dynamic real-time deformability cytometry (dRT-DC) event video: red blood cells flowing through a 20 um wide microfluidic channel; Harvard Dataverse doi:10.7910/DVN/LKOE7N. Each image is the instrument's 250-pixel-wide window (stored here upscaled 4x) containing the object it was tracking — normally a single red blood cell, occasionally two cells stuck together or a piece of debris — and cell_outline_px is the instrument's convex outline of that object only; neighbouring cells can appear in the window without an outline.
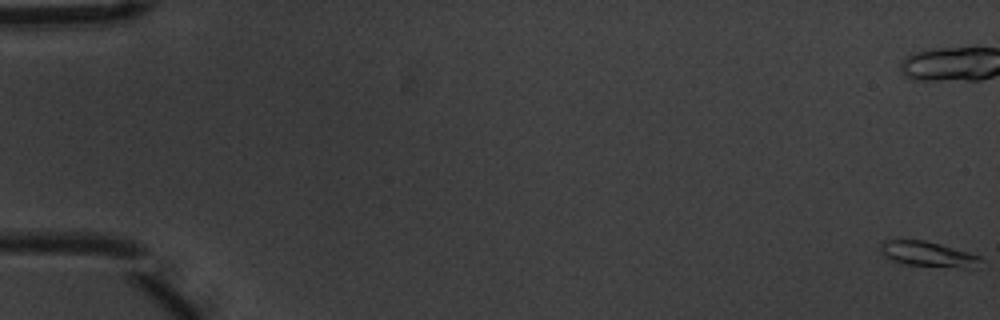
{"species": "common noctule bat (a hibernating species)", "species_latin": "Nyctalus noctula", "temperature_condition": "warm", "stored_images_in_passage": 14, "camera_frame_rate_fps": 3000, "um_per_image_px": 0.085, "animal": {"sex": "male", "body_mass_g": 20.1, "forearm_length_mm": 53.5}, "frame": {"image": 1, "passage_image": 1, "time_ms": 0.0, "image_size_px": [1000, 320], "cell_outline_px": [[984, 260], [956, 264], [904, 264], [892, 260], [884, 256], [880, 252], [880, 244], [884, 240], [924, 240], [940, 244], [968, 252], [980, 256]], "centroid_in_image_um": [78.6, 21.5], "position_along_channel_um": 6.4, "area_um2": 13.18}}